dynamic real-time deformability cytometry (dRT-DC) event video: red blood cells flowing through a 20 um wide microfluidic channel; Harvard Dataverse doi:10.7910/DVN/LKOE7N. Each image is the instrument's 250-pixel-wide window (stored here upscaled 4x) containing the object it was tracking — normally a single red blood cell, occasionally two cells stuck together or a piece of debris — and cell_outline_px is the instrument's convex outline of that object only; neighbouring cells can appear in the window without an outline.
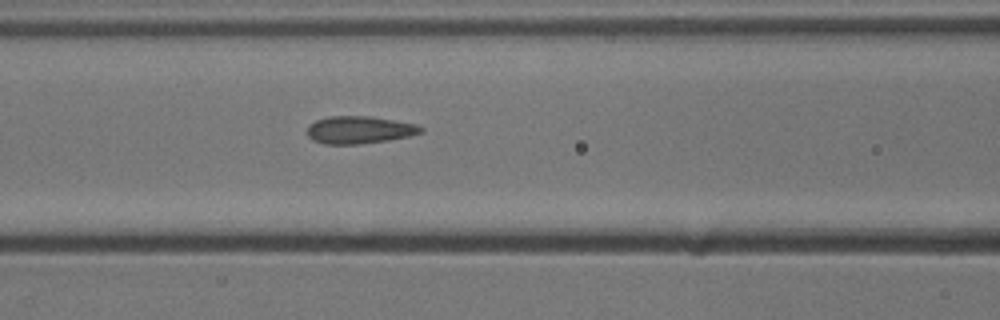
{"species": "common noctule bat (a hibernating species)", "species_latin": "Nyctalus noctula", "temperature_condition": "cold", "stored_images_in_passage": 7, "camera_frame_rate_fps": 3000, "um_per_image_px": 0.085, "animal": {"sex": "male", "body_mass_g": 13.3}, "frame": {"image": 1, "passage_image": 7, "time_ms": 2.0, "image_size_px": [1000, 320], "cell_outline_px": [[424, 132], [408, 136], [388, 140], [356, 144], [324, 144], [312, 140], [308, 136], [308, 124], [316, 120], [328, 116], [372, 116], [416, 124], [424, 128]], "centroid_in_image_um": [30.54, 11.03], "position_along_channel_um": 136.1, "area_um2": 18.26}}